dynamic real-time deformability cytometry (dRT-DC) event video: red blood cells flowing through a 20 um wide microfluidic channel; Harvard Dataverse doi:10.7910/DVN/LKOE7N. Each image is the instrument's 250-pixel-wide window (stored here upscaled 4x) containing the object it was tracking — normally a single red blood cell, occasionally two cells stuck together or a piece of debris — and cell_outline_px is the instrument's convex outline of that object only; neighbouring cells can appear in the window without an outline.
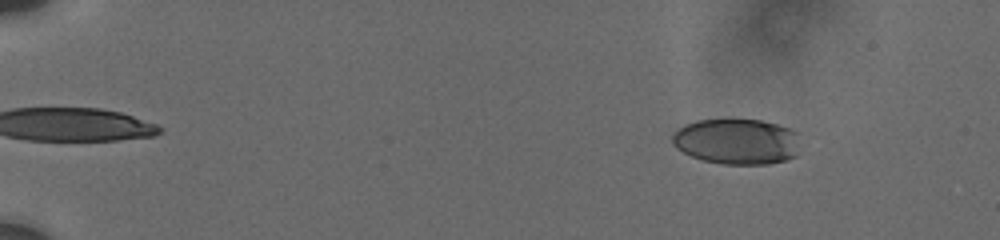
{"species": "human", "species_latin": "Homo sapiens", "temperature_condition": "cold", "stored_images_in_passage": 31, "camera_frame_rate_fps": 3000, "um_per_image_px": 0.085, "donor": {"sex": "male"}, "frame": {"image": 1, "passage_image": 9, "time_ms": 2.667, "image_size_px": [1000, 240], "cell_outline_px": [[800, 132], [796, 156], [784, 160], [768, 164], [724, 164], [704, 160], [692, 156], [676, 148], [672, 144], [672, 136], [684, 124], [696, 120], [760, 120], [792, 128]], "centroid_in_image_um": [62.66, 12.02], "position_along_channel_um": 22.3, "area_um2": 34.1}}
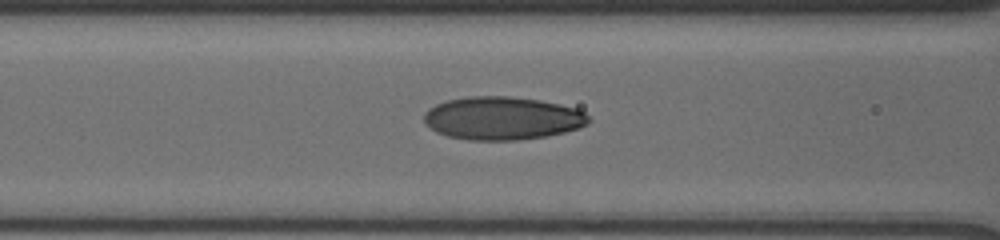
{"frame": {"image": 2, "passage_image": 28, "time_ms": 9.0, "image_size_px": [1000, 240], "cell_outline_px": [[592, 120], [588, 124], [580, 128], [564, 132], [544, 136], [516, 140], [468, 140], [448, 136], [436, 132], [424, 120], [424, 112], [428, 108], [436, 104], [448, 100], [468, 96], [508, 96], [540, 100], [560, 104], [576, 108], [584, 112]], "centroid_in_image_um": [42.72, 10.04], "position_along_channel_um": 123.9, "area_um2": 41.38}}
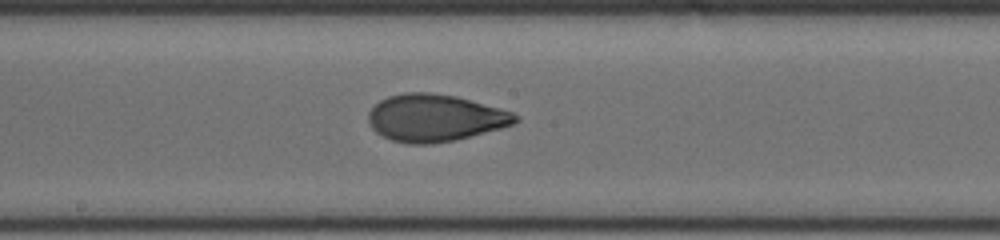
{"frame": {"image": 3, "passage_image": 31, "time_ms": 11.333, "image_size_px": [1000, 240], "cell_outline_px": [[520, 120], [512, 124], [500, 128], [456, 140], [432, 144], [408, 144], [392, 140], [376, 132], [368, 124], [368, 112], [380, 100], [388, 96], [404, 92], [428, 92], [456, 96], [500, 108], [512, 112], [520, 116]], "centroid_in_image_um": [36.96, 10.02], "position_along_channel_um": 211.2, "area_um2": 40.46}}